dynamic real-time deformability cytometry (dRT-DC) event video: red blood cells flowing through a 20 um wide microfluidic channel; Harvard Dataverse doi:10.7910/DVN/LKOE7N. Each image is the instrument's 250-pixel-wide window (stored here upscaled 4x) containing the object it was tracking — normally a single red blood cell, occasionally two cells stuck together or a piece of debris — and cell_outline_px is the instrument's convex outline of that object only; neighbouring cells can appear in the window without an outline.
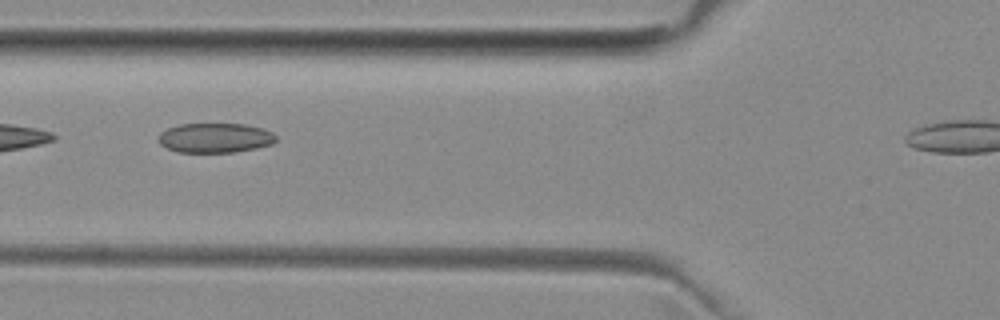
{"species": "common noctule bat (a hibernating species)", "species_latin": "Nyctalus noctula", "temperature_condition": "room temperature", "stored_images_in_passage": 9, "camera_frame_rate_fps": 3000, "um_per_image_px": 0.085, "animal": {"sex": "female", "body_mass_g": 29.2, "forearm_length_mm": 56.3}, "frame": {"image": 1, "passage_image": 4, "time_ms": 3.667, "image_size_px": [1000, 320], "cell_outline_px": [[276, 140], [272, 144], [256, 148], [236, 152], [176, 152], [160, 144], [160, 132], [168, 128], [180, 124], [244, 124], [260, 128], [272, 132], [276, 136]], "centroid_in_image_um": [18.29, 11.72], "position_along_channel_um": 107.5, "area_um2": 20.17}}
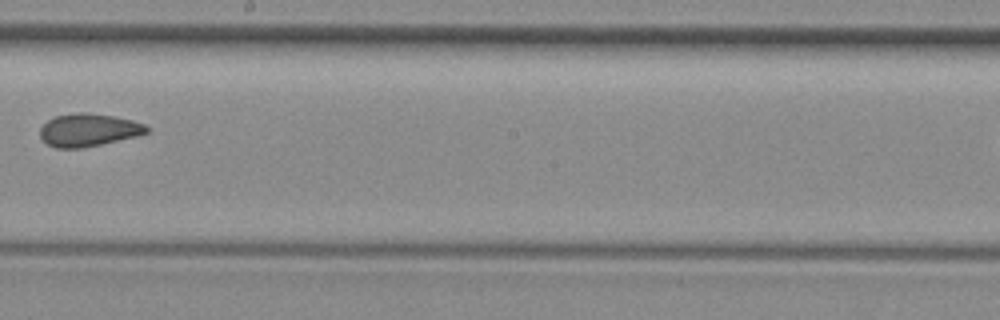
{"frame": {"image": 2, "passage_image": 7, "time_ms": 7.0, "image_size_px": [1000, 320], "cell_outline_px": [[148, 132], [136, 136], [100, 144], [80, 148], [56, 148], [48, 144], [40, 136], [40, 128], [48, 120], [56, 116], [112, 116], [132, 120], [144, 124], [148, 128]], "centroid_in_image_um": [7.52, 11.11], "position_along_channel_um": 240.7, "area_um2": 19.13}}
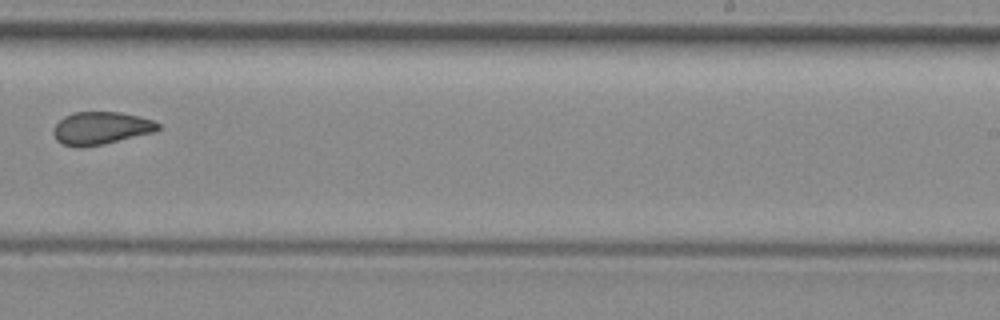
{"frame": {"image": 3, "passage_image": 8, "time_ms": 8.0, "image_size_px": [1000, 320], "cell_outline_px": [[160, 128], [156, 132], [104, 144], [84, 148], [76, 148], [64, 144], [56, 140], [52, 132], [56, 124], [64, 116], [72, 112], [120, 112], [140, 116], [152, 120], [160, 124]], "centroid_in_image_um": [8.58, 10.9], "position_along_channel_um": 280.4, "area_um2": 20.23}}